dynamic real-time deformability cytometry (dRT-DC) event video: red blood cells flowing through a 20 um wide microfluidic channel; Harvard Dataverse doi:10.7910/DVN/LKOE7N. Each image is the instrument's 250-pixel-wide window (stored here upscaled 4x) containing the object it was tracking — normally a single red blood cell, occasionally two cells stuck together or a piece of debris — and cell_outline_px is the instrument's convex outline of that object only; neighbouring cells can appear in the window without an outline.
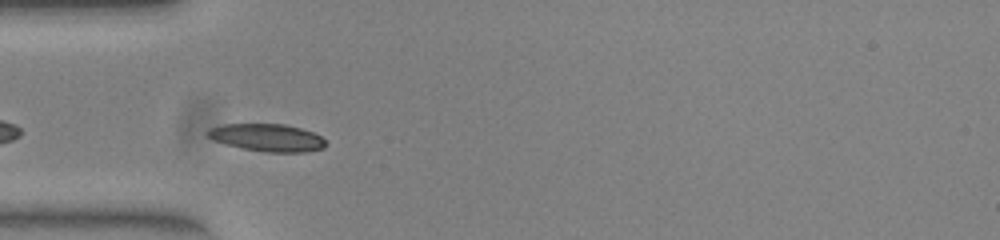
{"species": "common noctule bat (a hibernating species)", "species_latin": "Nyctalus noctula", "temperature_condition": "warm", "stored_images_in_passage": 35, "camera_frame_rate_fps": 3000, "um_per_image_px": 0.085, "animal": {"sex": "female", "body_mass_g": 23.0, "forearm_length_mm": 53.4}, "frame": {"image": 1, "passage_image": 4, "time_ms": 1.0, "image_size_px": [1000, 240], "cell_outline_px": [[324, 148], [304, 152], [268, 152], [244, 148], [224, 144], [212, 140], [204, 132], [208, 128], [220, 124], [284, 124], [300, 128], [312, 132], [320, 136], [324, 140]], "centroid_in_image_um": [22.64, 11.69], "position_along_channel_um": 62.4, "area_um2": 18.9}}
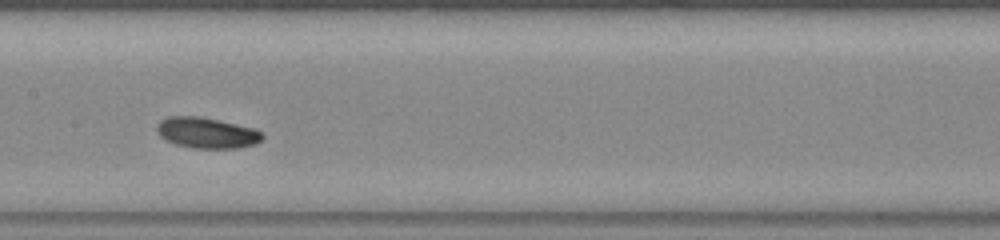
{"frame": {"image": 2, "passage_image": 14, "time_ms": 4.333, "image_size_px": [1000, 240], "cell_outline_px": [[264, 136], [256, 144], [236, 148], [192, 148], [176, 144], [160, 136], [156, 132], [156, 124], [160, 120], [168, 116], [200, 116], [256, 128]], "centroid_in_image_um": [17.56, 11.28], "position_along_channel_um": 189.8, "area_um2": 19.02}}
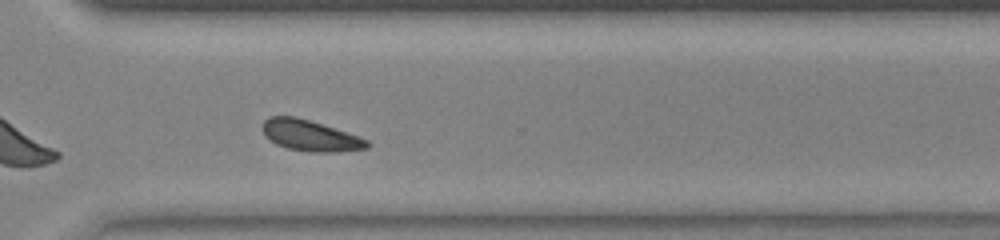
{"frame": {"image": 3, "passage_image": 26, "time_ms": 8.333, "image_size_px": [1000, 240], "cell_outline_px": [[368, 148], [336, 152], [308, 152], [288, 148], [276, 144], [264, 136], [260, 128], [264, 120], [268, 116], [296, 116], [360, 136], [368, 140]], "centroid_in_image_um": [26.32, 11.52], "position_along_channel_um": 344.3, "area_um2": 19.02}, "authors_computed_cell_mechanics": {"area_um2": 17.8024, "velocity_mm_per_s": 3.8675, "shape_relaxation_time_tau1_ms": null, "shape_relaxation_time_tau2_ms": 8.2797, "deformation_change_tau1": null, "deformation_change_tau2": 0.1722}}